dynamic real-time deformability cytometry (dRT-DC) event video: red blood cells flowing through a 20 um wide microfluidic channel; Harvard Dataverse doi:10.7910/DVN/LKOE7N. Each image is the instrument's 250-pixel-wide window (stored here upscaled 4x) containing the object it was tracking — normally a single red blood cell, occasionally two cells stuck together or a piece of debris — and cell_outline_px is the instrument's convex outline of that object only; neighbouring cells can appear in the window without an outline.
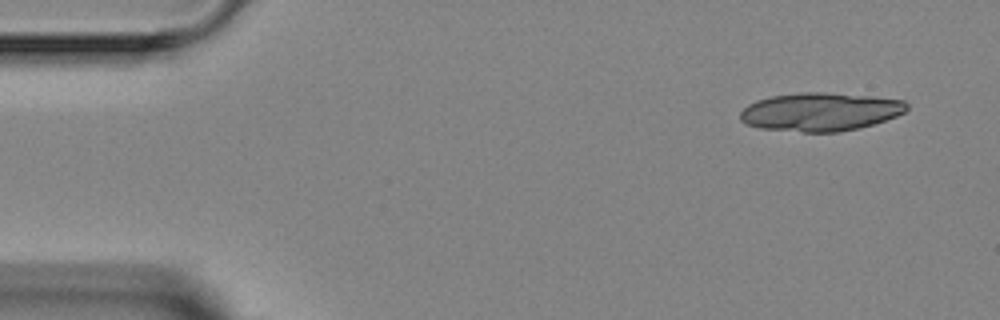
{"species": "Egyptian fruit bat (a non-hibernating species)", "species_latin": "Rousettus aegyptiacus", "temperature_condition": "room temperature", "stored_images_in_passage": 3, "camera_frame_rate_fps": 3000, "um_per_image_px": 0.085, "animal": {"sex": "female"}, "frame": {"image": 1, "passage_image": 1, "time_ms": 0.0, "image_size_px": [1000, 320], "cell_outline_px": [[908, 108], [904, 112], [896, 116], [860, 128], [840, 132], [804, 132], [760, 128], [748, 124], [740, 120], [740, 112], [748, 104], [756, 100], [772, 96], [800, 92], [824, 92], [872, 96], [904, 100], [908, 104]], "centroid_in_image_um": [69.73, 9.5], "position_along_channel_um": 15.3, "area_um2": 37.28}}